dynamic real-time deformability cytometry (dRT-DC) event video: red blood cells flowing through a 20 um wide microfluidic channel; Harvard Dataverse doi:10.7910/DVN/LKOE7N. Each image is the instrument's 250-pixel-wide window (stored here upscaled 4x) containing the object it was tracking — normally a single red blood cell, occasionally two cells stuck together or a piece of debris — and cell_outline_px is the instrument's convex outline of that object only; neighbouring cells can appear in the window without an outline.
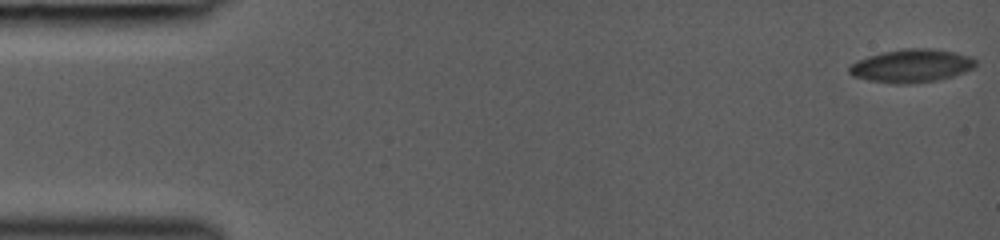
{"species": "common noctule bat (a hibernating species)", "species_latin": "Nyctalus noctula", "temperature_condition": "room temperature", "stored_images_in_passage": 13, "camera_frame_rate_fps": 3000, "um_per_image_px": 0.085, "animal": {"sex": "female", "body_mass_g": 19.0, "forearm_length_mm": 53.3}, "frame": {"image": 1, "passage_image": 1, "time_ms": 0.0, "image_size_px": [1000, 240], "cell_outline_px": [[976, 64], [972, 68], [964, 72], [952, 76], [936, 80], [908, 84], [896, 84], [868, 80], [852, 76], [848, 72], [848, 68], [856, 60], [868, 56], [884, 52], [904, 48], [932, 48], [956, 52], [968, 56], [976, 60]], "centroid_in_image_um": [77.45, 5.59], "position_along_channel_um": 7.6, "area_um2": 24.39}}
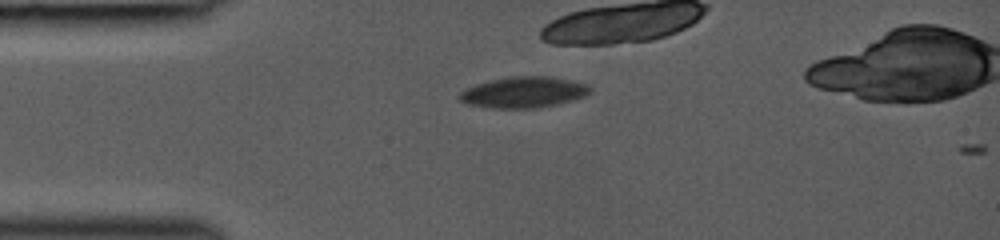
{"frame": {"image": 2, "passage_image": 12, "time_ms": 3.667, "image_size_px": [1000, 240], "cell_outline_px": [[592, 88], [584, 96], [572, 100], [556, 104], [536, 108], [492, 108], [468, 104], [460, 100], [460, 92], [464, 88], [476, 84], [508, 76], [552, 76], [572, 80], [588, 84]], "centroid_in_image_um": [44.51, 7.83], "position_along_channel_um": 40.5, "area_um2": 23.58}}